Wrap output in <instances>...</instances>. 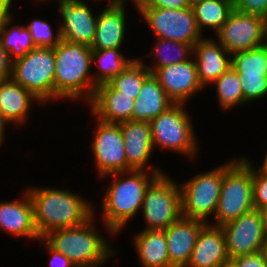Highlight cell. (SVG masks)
<instances>
[{
	"mask_svg": "<svg viewBox=\"0 0 267 267\" xmlns=\"http://www.w3.org/2000/svg\"><path fill=\"white\" fill-rule=\"evenodd\" d=\"M202 1H204V0H187V3L189 5V7H193L195 4L200 3Z\"/></svg>",
	"mask_w": 267,
	"mask_h": 267,
	"instance_id": "48",
	"label": "cell"
},
{
	"mask_svg": "<svg viewBox=\"0 0 267 267\" xmlns=\"http://www.w3.org/2000/svg\"><path fill=\"white\" fill-rule=\"evenodd\" d=\"M185 103H174L151 123L152 144L159 148L186 155L191 160L198 153L197 139L189 112ZM186 110V111H185Z\"/></svg>",
	"mask_w": 267,
	"mask_h": 267,
	"instance_id": "6",
	"label": "cell"
},
{
	"mask_svg": "<svg viewBox=\"0 0 267 267\" xmlns=\"http://www.w3.org/2000/svg\"><path fill=\"white\" fill-rule=\"evenodd\" d=\"M206 224L201 220L181 216L167 229H164L170 267L187 266L197 237Z\"/></svg>",
	"mask_w": 267,
	"mask_h": 267,
	"instance_id": "17",
	"label": "cell"
},
{
	"mask_svg": "<svg viewBox=\"0 0 267 267\" xmlns=\"http://www.w3.org/2000/svg\"><path fill=\"white\" fill-rule=\"evenodd\" d=\"M265 153H266V155H265V158L263 160V163L261 164L262 166L258 167V169L267 173V152H265Z\"/></svg>",
	"mask_w": 267,
	"mask_h": 267,
	"instance_id": "46",
	"label": "cell"
},
{
	"mask_svg": "<svg viewBox=\"0 0 267 267\" xmlns=\"http://www.w3.org/2000/svg\"><path fill=\"white\" fill-rule=\"evenodd\" d=\"M243 91V106L267 96V76L264 75H239Z\"/></svg>",
	"mask_w": 267,
	"mask_h": 267,
	"instance_id": "34",
	"label": "cell"
},
{
	"mask_svg": "<svg viewBox=\"0 0 267 267\" xmlns=\"http://www.w3.org/2000/svg\"><path fill=\"white\" fill-rule=\"evenodd\" d=\"M97 121L91 149L99 176L128 171L120 125Z\"/></svg>",
	"mask_w": 267,
	"mask_h": 267,
	"instance_id": "12",
	"label": "cell"
},
{
	"mask_svg": "<svg viewBox=\"0 0 267 267\" xmlns=\"http://www.w3.org/2000/svg\"><path fill=\"white\" fill-rule=\"evenodd\" d=\"M12 60L0 43V81L11 78Z\"/></svg>",
	"mask_w": 267,
	"mask_h": 267,
	"instance_id": "40",
	"label": "cell"
},
{
	"mask_svg": "<svg viewBox=\"0 0 267 267\" xmlns=\"http://www.w3.org/2000/svg\"><path fill=\"white\" fill-rule=\"evenodd\" d=\"M258 211H259L260 214H261V219H262V223H263V228H264L265 234H266V236H267V206L258 209Z\"/></svg>",
	"mask_w": 267,
	"mask_h": 267,
	"instance_id": "43",
	"label": "cell"
},
{
	"mask_svg": "<svg viewBox=\"0 0 267 267\" xmlns=\"http://www.w3.org/2000/svg\"><path fill=\"white\" fill-rule=\"evenodd\" d=\"M39 243L45 245L48 253H51L50 266L51 267H76V265L63 253L52 248L43 238H40Z\"/></svg>",
	"mask_w": 267,
	"mask_h": 267,
	"instance_id": "39",
	"label": "cell"
},
{
	"mask_svg": "<svg viewBox=\"0 0 267 267\" xmlns=\"http://www.w3.org/2000/svg\"><path fill=\"white\" fill-rule=\"evenodd\" d=\"M126 1L110 0L99 13L92 50L117 49L122 47L126 34Z\"/></svg>",
	"mask_w": 267,
	"mask_h": 267,
	"instance_id": "16",
	"label": "cell"
},
{
	"mask_svg": "<svg viewBox=\"0 0 267 267\" xmlns=\"http://www.w3.org/2000/svg\"><path fill=\"white\" fill-rule=\"evenodd\" d=\"M13 0H0V7L5 8L11 15L12 12L10 11L11 6H12V2Z\"/></svg>",
	"mask_w": 267,
	"mask_h": 267,
	"instance_id": "44",
	"label": "cell"
},
{
	"mask_svg": "<svg viewBox=\"0 0 267 267\" xmlns=\"http://www.w3.org/2000/svg\"><path fill=\"white\" fill-rule=\"evenodd\" d=\"M220 267H237V266L231 259H229L227 262L222 264Z\"/></svg>",
	"mask_w": 267,
	"mask_h": 267,
	"instance_id": "47",
	"label": "cell"
},
{
	"mask_svg": "<svg viewBox=\"0 0 267 267\" xmlns=\"http://www.w3.org/2000/svg\"><path fill=\"white\" fill-rule=\"evenodd\" d=\"M134 236V249L142 267H170L164 230H142Z\"/></svg>",
	"mask_w": 267,
	"mask_h": 267,
	"instance_id": "25",
	"label": "cell"
},
{
	"mask_svg": "<svg viewBox=\"0 0 267 267\" xmlns=\"http://www.w3.org/2000/svg\"><path fill=\"white\" fill-rule=\"evenodd\" d=\"M151 74L142 58H136L121 73L111 79L108 84L124 95L137 99L144 80Z\"/></svg>",
	"mask_w": 267,
	"mask_h": 267,
	"instance_id": "30",
	"label": "cell"
},
{
	"mask_svg": "<svg viewBox=\"0 0 267 267\" xmlns=\"http://www.w3.org/2000/svg\"><path fill=\"white\" fill-rule=\"evenodd\" d=\"M119 125L124 139L128 171H148L151 168L148 165L149 158L154 151L150 121L129 120Z\"/></svg>",
	"mask_w": 267,
	"mask_h": 267,
	"instance_id": "19",
	"label": "cell"
},
{
	"mask_svg": "<svg viewBox=\"0 0 267 267\" xmlns=\"http://www.w3.org/2000/svg\"><path fill=\"white\" fill-rule=\"evenodd\" d=\"M135 100L113 89L108 83L96 86L92 100L88 103L92 117L107 123L119 124L132 120Z\"/></svg>",
	"mask_w": 267,
	"mask_h": 267,
	"instance_id": "18",
	"label": "cell"
},
{
	"mask_svg": "<svg viewBox=\"0 0 267 267\" xmlns=\"http://www.w3.org/2000/svg\"><path fill=\"white\" fill-rule=\"evenodd\" d=\"M225 239L229 259L253 254L264 250L267 242L261 214L258 210L242 214L221 226Z\"/></svg>",
	"mask_w": 267,
	"mask_h": 267,
	"instance_id": "11",
	"label": "cell"
},
{
	"mask_svg": "<svg viewBox=\"0 0 267 267\" xmlns=\"http://www.w3.org/2000/svg\"><path fill=\"white\" fill-rule=\"evenodd\" d=\"M231 67L238 75L267 76V48L261 46L232 54Z\"/></svg>",
	"mask_w": 267,
	"mask_h": 267,
	"instance_id": "32",
	"label": "cell"
},
{
	"mask_svg": "<svg viewBox=\"0 0 267 267\" xmlns=\"http://www.w3.org/2000/svg\"><path fill=\"white\" fill-rule=\"evenodd\" d=\"M263 46L267 48V17L264 18Z\"/></svg>",
	"mask_w": 267,
	"mask_h": 267,
	"instance_id": "45",
	"label": "cell"
},
{
	"mask_svg": "<svg viewBox=\"0 0 267 267\" xmlns=\"http://www.w3.org/2000/svg\"><path fill=\"white\" fill-rule=\"evenodd\" d=\"M264 18L233 9L215 34L231 55L263 46Z\"/></svg>",
	"mask_w": 267,
	"mask_h": 267,
	"instance_id": "13",
	"label": "cell"
},
{
	"mask_svg": "<svg viewBox=\"0 0 267 267\" xmlns=\"http://www.w3.org/2000/svg\"><path fill=\"white\" fill-rule=\"evenodd\" d=\"M253 204L256 210L267 206V173L253 165Z\"/></svg>",
	"mask_w": 267,
	"mask_h": 267,
	"instance_id": "35",
	"label": "cell"
},
{
	"mask_svg": "<svg viewBox=\"0 0 267 267\" xmlns=\"http://www.w3.org/2000/svg\"><path fill=\"white\" fill-rule=\"evenodd\" d=\"M55 54V100L82 99L89 103L95 93L91 67L92 49L85 44L61 40L54 47Z\"/></svg>",
	"mask_w": 267,
	"mask_h": 267,
	"instance_id": "3",
	"label": "cell"
},
{
	"mask_svg": "<svg viewBox=\"0 0 267 267\" xmlns=\"http://www.w3.org/2000/svg\"><path fill=\"white\" fill-rule=\"evenodd\" d=\"M120 49L92 50V64L99 69L92 74L95 86L108 83L135 60L124 57Z\"/></svg>",
	"mask_w": 267,
	"mask_h": 267,
	"instance_id": "27",
	"label": "cell"
},
{
	"mask_svg": "<svg viewBox=\"0 0 267 267\" xmlns=\"http://www.w3.org/2000/svg\"><path fill=\"white\" fill-rule=\"evenodd\" d=\"M62 23L61 39L91 46L96 31L97 17L83 0H56Z\"/></svg>",
	"mask_w": 267,
	"mask_h": 267,
	"instance_id": "14",
	"label": "cell"
},
{
	"mask_svg": "<svg viewBox=\"0 0 267 267\" xmlns=\"http://www.w3.org/2000/svg\"><path fill=\"white\" fill-rule=\"evenodd\" d=\"M12 19L14 20L13 15L1 28L0 43L1 46L8 52L9 58L13 61L23 57L36 46L33 43L29 29L20 24L11 26L10 24L13 23Z\"/></svg>",
	"mask_w": 267,
	"mask_h": 267,
	"instance_id": "29",
	"label": "cell"
},
{
	"mask_svg": "<svg viewBox=\"0 0 267 267\" xmlns=\"http://www.w3.org/2000/svg\"><path fill=\"white\" fill-rule=\"evenodd\" d=\"M173 104L174 102L160 86L158 79L150 74L144 80L135 100L132 121H151Z\"/></svg>",
	"mask_w": 267,
	"mask_h": 267,
	"instance_id": "24",
	"label": "cell"
},
{
	"mask_svg": "<svg viewBox=\"0 0 267 267\" xmlns=\"http://www.w3.org/2000/svg\"><path fill=\"white\" fill-rule=\"evenodd\" d=\"M233 5L238 12L267 17V0H233Z\"/></svg>",
	"mask_w": 267,
	"mask_h": 267,
	"instance_id": "36",
	"label": "cell"
},
{
	"mask_svg": "<svg viewBox=\"0 0 267 267\" xmlns=\"http://www.w3.org/2000/svg\"><path fill=\"white\" fill-rule=\"evenodd\" d=\"M252 163L241 157L225 171L214 221H209V224L221 227L255 209Z\"/></svg>",
	"mask_w": 267,
	"mask_h": 267,
	"instance_id": "5",
	"label": "cell"
},
{
	"mask_svg": "<svg viewBox=\"0 0 267 267\" xmlns=\"http://www.w3.org/2000/svg\"><path fill=\"white\" fill-rule=\"evenodd\" d=\"M137 7H154L167 9H183L189 7L187 0H141Z\"/></svg>",
	"mask_w": 267,
	"mask_h": 267,
	"instance_id": "38",
	"label": "cell"
},
{
	"mask_svg": "<svg viewBox=\"0 0 267 267\" xmlns=\"http://www.w3.org/2000/svg\"><path fill=\"white\" fill-rule=\"evenodd\" d=\"M95 217L94 214L79 226L53 230L43 239L67 256L76 267H101L111 256L116 255V250L94 226Z\"/></svg>",
	"mask_w": 267,
	"mask_h": 267,
	"instance_id": "4",
	"label": "cell"
},
{
	"mask_svg": "<svg viewBox=\"0 0 267 267\" xmlns=\"http://www.w3.org/2000/svg\"><path fill=\"white\" fill-rule=\"evenodd\" d=\"M220 108L230 110L243 105V91L238 73L230 67L213 82Z\"/></svg>",
	"mask_w": 267,
	"mask_h": 267,
	"instance_id": "31",
	"label": "cell"
},
{
	"mask_svg": "<svg viewBox=\"0 0 267 267\" xmlns=\"http://www.w3.org/2000/svg\"><path fill=\"white\" fill-rule=\"evenodd\" d=\"M197 26L204 33V28L217 33L234 9L233 0H204L193 7Z\"/></svg>",
	"mask_w": 267,
	"mask_h": 267,
	"instance_id": "26",
	"label": "cell"
},
{
	"mask_svg": "<svg viewBox=\"0 0 267 267\" xmlns=\"http://www.w3.org/2000/svg\"><path fill=\"white\" fill-rule=\"evenodd\" d=\"M26 189L32 201L34 224L40 238L53 230L82 225L95 214L90 202L71 190Z\"/></svg>",
	"mask_w": 267,
	"mask_h": 267,
	"instance_id": "2",
	"label": "cell"
},
{
	"mask_svg": "<svg viewBox=\"0 0 267 267\" xmlns=\"http://www.w3.org/2000/svg\"><path fill=\"white\" fill-rule=\"evenodd\" d=\"M153 75L174 103L187 104L189 98L204 88L199 81L194 58L160 67Z\"/></svg>",
	"mask_w": 267,
	"mask_h": 267,
	"instance_id": "15",
	"label": "cell"
},
{
	"mask_svg": "<svg viewBox=\"0 0 267 267\" xmlns=\"http://www.w3.org/2000/svg\"><path fill=\"white\" fill-rule=\"evenodd\" d=\"M134 5L156 38L187 43L192 46L203 38L192 7L167 9L137 7L136 3Z\"/></svg>",
	"mask_w": 267,
	"mask_h": 267,
	"instance_id": "10",
	"label": "cell"
},
{
	"mask_svg": "<svg viewBox=\"0 0 267 267\" xmlns=\"http://www.w3.org/2000/svg\"><path fill=\"white\" fill-rule=\"evenodd\" d=\"M12 15L3 7H0V30Z\"/></svg>",
	"mask_w": 267,
	"mask_h": 267,
	"instance_id": "42",
	"label": "cell"
},
{
	"mask_svg": "<svg viewBox=\"0 0 267 267\" xmlns=\"http://www.w3.org/2000/svg\"><path fill=\"white\" fill-rule=\"evenodd\" d=\"M32 36L33 43L36 47L54 48L61 42L60 28L56 31L52 30V26L43 19H34L26 26Z\"/></svg>",
	"mask_w": 267,
	"mask_h": 267,
	"instance_id": "33",
	"label": "cell"
},
{
	"mask_svg": "<svg viewBox=\"0 0 267 267\" xmlns=\"http://www.w3.org/2000/svg\"><path fill=\"white\" fill-rule=\"evenodd\" d=\"M141 210L146 230L167 229L182 216L179 182L160 174L147 188Z\"/></svg>",
	"mask_w": 267,
	"mask_h": 267,
	"instance_id": "9",
	"label": "cell"
},
{
	"mask_svg": "<svg viewBox=\"0 0 267 267\" xmlns=\"http://www.w3.org/2000/svg\"><path fill=\"white\" fill-rule=\"evenodd\" d=\"M229 260L220 226L207 223L200 231L186 267H220Z\"/></svg>",
	"mask_w": 267,
	"mask_h": 267,
	"instance_id": "22",
	"label": "cell"
},
{
	"mask_svg": "<svg viewBox=\"0 0 267 267\" xmlns=\"http://www.w3.org/2000/svg\"><path fill=\"white\" fill-rule=\"evenodd\" d=\"M151 53L145 56H154V65L145 66L153 74L158 68L171 64L181 63L193 57V46L187 43L176 42L168 39L155 40ZM192 54V55H191Z\"/></svg>",
	"mask_w": 267,
	"mask_h": 267,
	"instance_id": "28",
	"label": "cell"
},
{
	"mask_svg": "<svg viewBox=\"0 0 267 267\" xmlns=\"http://www.w3.org/2000/svg\"><path fill=\"white\" fill-rule=\"evenodd\" d=\"M25 191L20 200L0 201V229L13 236L38 241L32 201L27 189Z\"/></svg>",
	"mask_w": 267,
	"mask_h": 267,
	"instance_id": "21",
	"label": "cell"
},
{
	"mask_svg": "<svg viewBox=\"0 0 267 267\" xmlns=\"http://www.w3.org/2000/svg\"><path fill=\"white\" fill-rule=\"evenodd\" d=\"M264 253H265V255H266V258H267V242H266V245H265V247H264Z\"/></svg>",
	"mask_w": 267,
	"mask_h": 267,
	"instance_id": "49",
	"label": "cell"
},
{
	"mask_svg": "<svg viewBox=\"0 0 267 267\" xmlns=\"http://www.w3.org/2000/svg\"><path fill=\"white\" fill-rule=\"evenodd\" d=\"M7 123L10 124V122L0 112V147L2 146L3 141H4L5 137H6V135H5V130H6L5 125L7 127Z\"/></svg>",
	"mask_w": 267,
	"mask_h": 267,
	"instance_id": "41",
	"label": "cell"
},
{
	"mask_svg": "<svg viewBox=\"0 0 267 267\" xmlns=\"http://www.w3.org/2000/svg\"><path fill=\"white\" fill-rule=\"evenodd\" d=\"M154 168L147 172L131 170L103 176H113L114 179L107 185L101 210L108 233L116 235L141 210L147 188L160 174L165 173L160 167Z\"/></svg>",
	"mask_w": 267,
	"mask_h": 267,
	"instance_id": "1",
	"label": "cell"
},
{
	"mask_svg": "<svg viewBox=\"0 0 267 267\" xmlns=\"http://www.w3.org/2000/svg\"><path fill=\"white\" fill-rule=\"evenodd\" d=\"M35 98L26 88L12 78L0 81V112L16 128L27 123L29 109Z\"/></svg>",
	"mask_w": 267,
	"mask_h": 267,
	"instance_id": "23",
	"label": "cell"
},
{
	"mask_svg": "<svg viewBox=\"0 0 267 267\" xmlns=\"http://www.w3.org/2000/svg\"><path fill=\"white\" fill-rule=\"evenodd\" d=\"M236 160L234 158L215 169L196 174L183 184H179L182 216L206 223L211 215L214 218L221 194L223 175Z\"/></svg>",
	"mask_w": 267,
	"mask_h": 267,
	"instance_id": "8",
	"label": "cell"
},
{
	"mask_svg": "<svg viewBox=\"0 0 267 267\" xmlns=\"http://www.w3.org/2000/svg\"><path fill=\"white\" fill-rule=\"evenodd\" d=\"M54 74V48L35 47L12 61L11 78L26 88L40 104L55 101Z\"/></svg>",
	"mask_w": 267,
	"mask_h": 267,
	"instance_id": "7",
	"label": "cell"
},
{
	"mask_svg": "<svg viewBox=\"0 0 267 267\" xmlns=\"http://www.w3.org/2000/svg\"><path fill=\"white\" fill-rule=\"evenodd\" d=\"M231 260L237 267H267V258L264 251L237 256Z\"/></svg>",
	"mask_w": 267,
	"mask_h": 267,
	"instance_id": "37",
	"label": "cell"
},
{
	"mask_svg": "<svg viewBox=\"0 0 267 267\" xmlns=\"http://www.w3.org/2000/svg\"><path fill=\"white\" fill-rule=\"evenodd\" d=\"M138 1H141V0H132L131 2L137 3Z\"/></svg>",
	"mask_w": 267,
	"mask_h": 267,
	"instance_id": "50",
	"label": "cell"
},
{
	"mask_svg": "<svg viewBox=\"0 0 267 267\" xmlns=\"http://www.w3.org/2000/svg\"><path fill=\"white\" fill-rule=\"evenodd\" d=\"M198 78L206 88L231 67V54L214 38H202L193 46Z\"/></svg>",
	"mask_w": 267,
	"mask_h": 267,
	"instance_id": "20",
	"label": "cell"
}]
</instances>
